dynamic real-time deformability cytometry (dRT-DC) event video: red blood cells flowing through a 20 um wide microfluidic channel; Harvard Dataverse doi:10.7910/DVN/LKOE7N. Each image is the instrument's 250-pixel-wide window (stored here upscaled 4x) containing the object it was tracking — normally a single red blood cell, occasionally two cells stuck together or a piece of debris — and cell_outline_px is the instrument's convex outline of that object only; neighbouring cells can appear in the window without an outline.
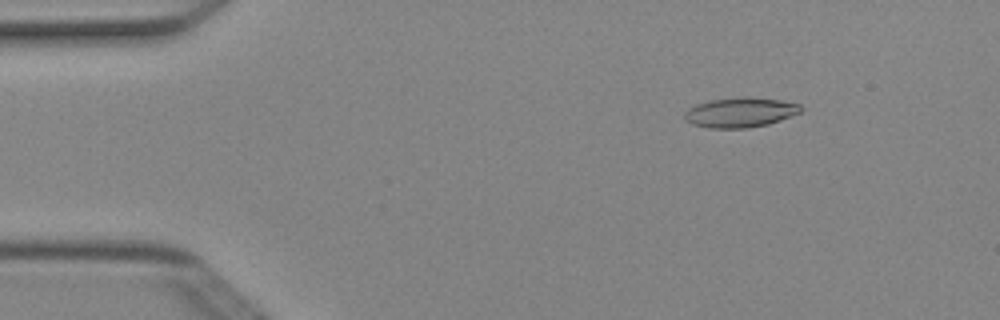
{"species": "Egyptian fruit bat (a non-hibernating species)", "species_latin": "Rousettus aegyptiacus", "temperature_condition": "cold", "stored_images_in_passage": 6, "camera_frame_rate_fps": 3000, "um_per_image_px": 0.085, "animal": {"sex": "female"}, "frame": {"image": 1, "passage_image": 2, "time_ms": 0.333, "image_size_px": [1000, 320], "cell_outline_px": [[804, 108], [800, 112], [780, 120], [768, 124], [748, 128], [708, 128], [692, 124], [684, 120], [684, 112], [688, 108], [696, 104], [712, 100], [748, 96], [780, 100], [800, 104]], "centroid_in_image_um": [62.91, 9.55], "position_along_channel_um": 22.1, "area_um2": 20.29}}
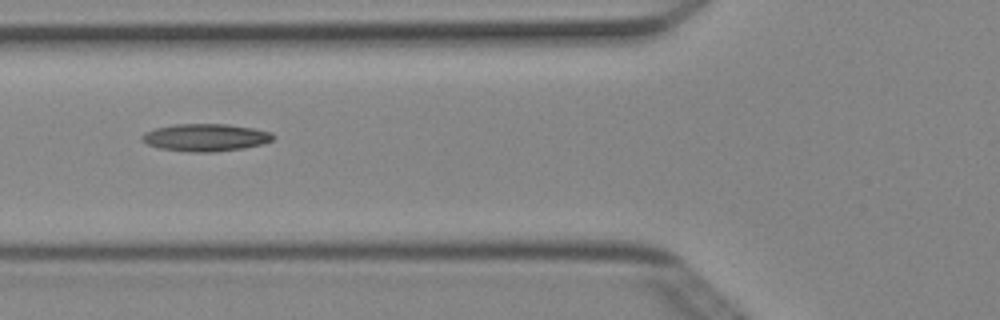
{"frame": {"image": 2, "passage_image": 5, "time_ms": 1.333, "image_size_px": [1000, 320], "cell_outline_px": [[276, 136], [272, 140], [264, 144], [244, 148], [212, 152], [188, 152], [160, 148], [148, 144], [140, 140], [140, 136], [144, 132], [156, 128], [176, 124], [228, 124], [252, 128], [272, 132]], "centroid_in_image_um": [17.48, 11.69], "position_along_channel_um": 108.3, "area_um2": 21.1}}
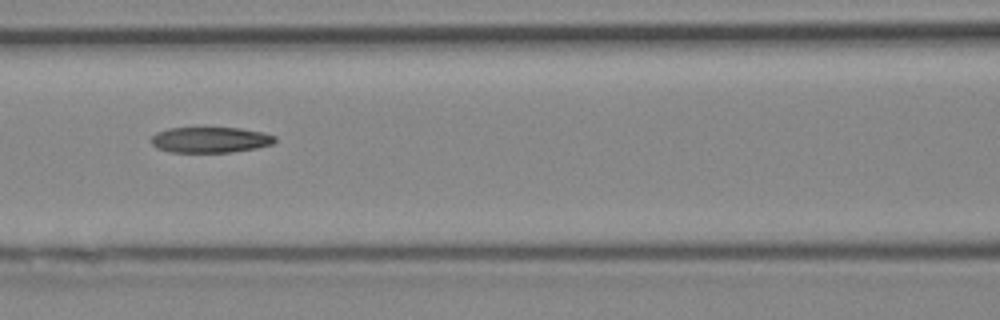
{"frame": {"image": 3, "passage_image": 6, "time_ms": 1.667, "image_size_px": [1000, 320], "cell_outline_px": [[276, 140], [272, 144], [256, 148], [232, 152], [168, 152], [156, 148], [148, 140], [156, 132], [168, 128], [240, 128], [264, 132], [276, 136]], "centroid_in_image_um": [17.84, 11.88], "position_along_channel_um": 148.8, "area_um2": 18.73}}